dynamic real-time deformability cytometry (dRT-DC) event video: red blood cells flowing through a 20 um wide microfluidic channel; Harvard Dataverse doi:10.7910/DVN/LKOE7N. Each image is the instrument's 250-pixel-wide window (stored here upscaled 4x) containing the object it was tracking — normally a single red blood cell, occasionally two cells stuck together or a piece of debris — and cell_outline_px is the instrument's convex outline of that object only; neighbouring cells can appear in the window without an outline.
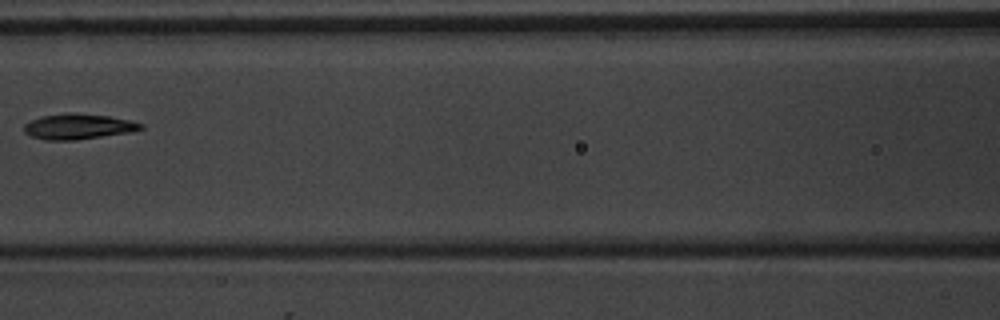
{"species": "common noctule bat (a hibernating species)", "species_latin": "Nyctalus noctula", "temperature_condition": "warm", "stored_images_in_passage": 7, "camera_frame_rate_fps": 3000, "um_per_image_px": 0.085, "animal": {"sex": "male", "body_mass_g": 20.1, "forearm_length_mm": 53.5}, "frame": {"image": 1, "passage_image": 6, "time_ms": 7.0, "image_size_px": [1000, 320], "cell_outline_px": [[144, 128], [132, 132], [76, 140], [44, 140], [32, 136], [24, 132], [24, 124], [32, 120], [44, 116], [64, 112], [72, 112], [108, 116], [128, 120], [144, 124]], "centroid_in_image_um": [6.66, 10.75], "position_along_channel_um": 159.9, "area_um2": 17.34}}
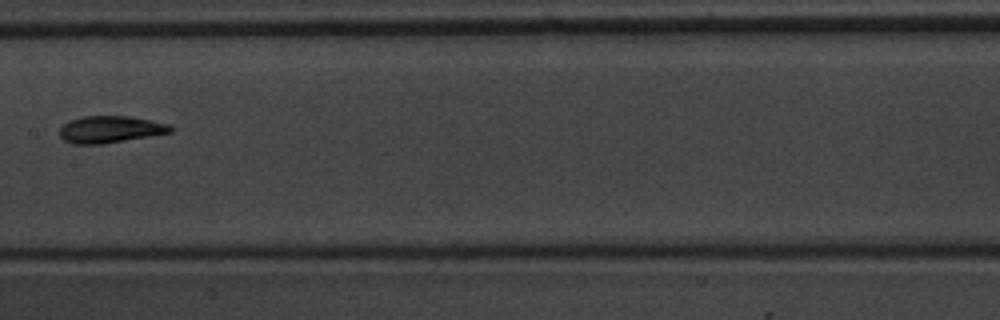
{"frame": {"image": 2, "passage_image": 7, "time_ms": 8.0, "image_size_px": [1000, 320], "cell_outline_px": [[176, 128], [172, 132], [100, 144], [72, 144], [64, 140], [60, 136], [60, 128], [68, 120], [84, 116], [128, 116], [168, 124]], "centroid_in_image_um": [9.35, 10.99], "position_along_channel_um": 198.1, "area_um2": 17.22}}